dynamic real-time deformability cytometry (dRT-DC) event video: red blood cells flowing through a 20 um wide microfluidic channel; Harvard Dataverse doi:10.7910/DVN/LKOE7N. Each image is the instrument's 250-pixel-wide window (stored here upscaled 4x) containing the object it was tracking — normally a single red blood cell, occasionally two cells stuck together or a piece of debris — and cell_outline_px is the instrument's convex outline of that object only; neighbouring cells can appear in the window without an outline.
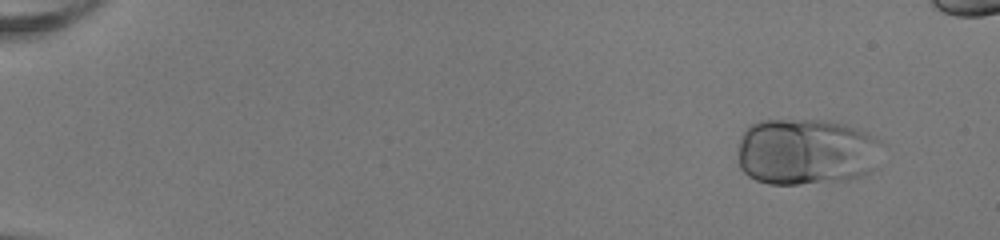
{"species": "human", "species_latin": "Homo sapiens", "temperature_condition": "room temperature", "stored_images_in_passage": 49, "camera_frame_rate_fps": 3000, "um_per_image_px": 0.085, "donor": {"sex": "female"}, "frame": {"image": 1, "passage_image": 2, "time_ms": 0.333, "image_size_px": [1000, 240], "cell_outline_px": [[880, 144], [876, 168], [860, 176], [848, 180], [800, 184], [768, 184], [756, 180], [748, 176], [740, 168], [740, 136], [752, 124], [760, 120], [828, 120], [844, 124], [868, 132], [880, 140]], "centroid_in_image_um": [68.55, 12.9], "position_along_channel_um": 16.5, "area_um2": 56.12}}
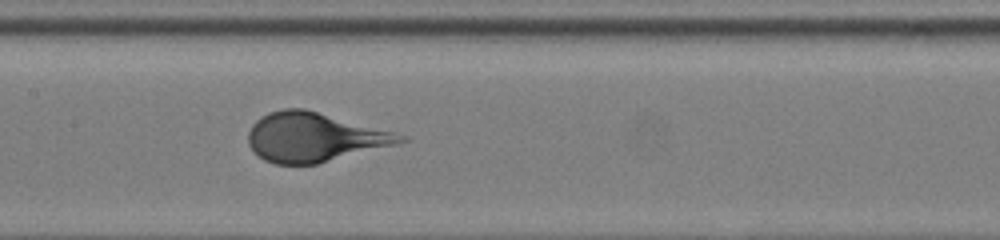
{"frame": {"image": 2, "passage_image": 25, "time_ms": 8.0, "image_size_px": [1000, 240], "cell_outline_px": [[412, 140], [400, 144], [316, 164], [276, 164], [264, 160], [248, 144], [248, 132], [252, 124], [260, 116], [268, 112], [284, 108], [304, 108], [396, 132], [408, 136]], "centroid_in_image_um": [26.76, 11.65], "position_along_channel_um": 180.6, "area_um2": 43.87}}
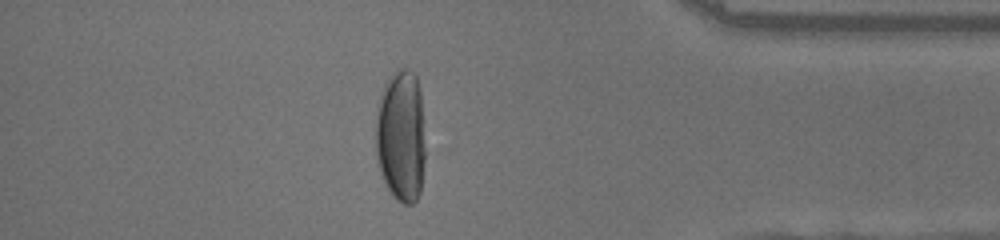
{"frame": {"image": 3, "passage_image": 43, "time_ms": 14.0, "image_size_px": [1000, 240], "cell_outline_px": [[424, 160], [420, 192], [416, 200], [412, 204], [404, 204], [396, 200], [392, 196], [380, 172], [376, 156], [376, 116], [380, 92], [388, 76], [392, 72], [400, 68], [408, 68], [416, 76], [420, 88], [424, 120]], "centroid_in_image_um": [34.08, 11.52], "position_along_channel_um": 401.1, "area_um2": 38.96}}